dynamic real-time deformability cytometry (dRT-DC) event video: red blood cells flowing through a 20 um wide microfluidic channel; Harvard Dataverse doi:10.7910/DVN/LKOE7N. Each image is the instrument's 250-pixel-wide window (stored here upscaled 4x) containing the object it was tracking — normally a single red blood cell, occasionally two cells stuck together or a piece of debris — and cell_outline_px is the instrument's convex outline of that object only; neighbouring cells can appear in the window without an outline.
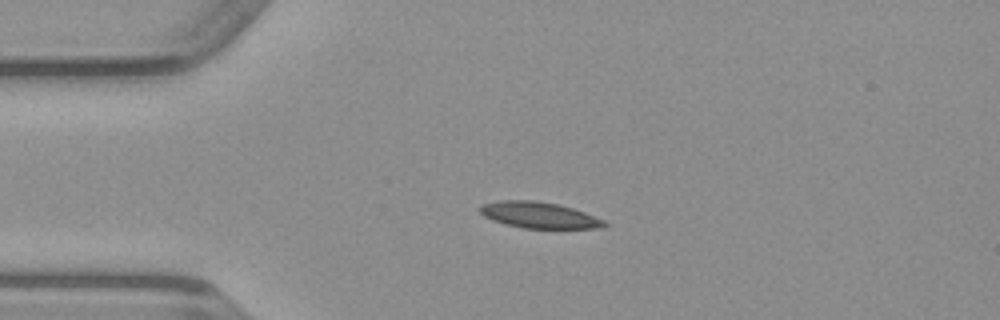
{"species": "common noctule bat (a hibernating species)", "species_latin": "Nyctalus noctula", "temperature_condition": "warm", "stored_images_in_passage": 25, "camera_frame_rate_fps": 3000, "um_per_image_px": 0.085, "animal": {"sex": "male", "body_mass_g": 23.1, "forearm_length_mm": 52.7}, "frame": {"image": 1, "passage_image": 1, "time_ms": 0.0, "image_size_px": [1000, 320], "cell_outline_px": [[612, 224], [600, 228], [524, 228], [492, 220], [484, 216], [480, 212], [480, 208], [484, 204], [500, 200], [536, 200], [556, 204], [572, 208], [584, 212], [604, 220]], "centroid_in_image_um": [45.86, 18.28], "position_along_channel_um": 39.1, "area_um2": 18.79}}
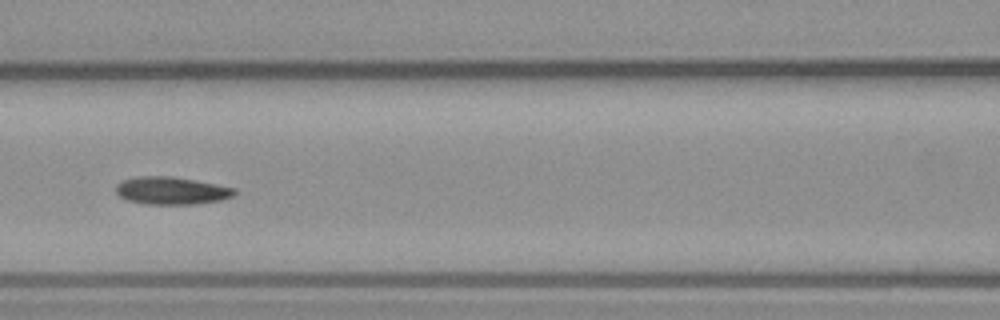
{"frame": {"image": 2, "passage_image": 11, "time_ms": 3.333, "image_size_px": [1000, 320], "cell_outline_px": [[236, 192], [232, 196], [220, 200], [196, 204], [144, 204], [128, 200], [120, 196], [116, 192], [116, 184], [124, 180], [136, 176], [172, 176], [196, 180], [236, 188]], "centroid_in_image_um": [14.57, 16.2], "position_along_channel_um": 152.0, "area_um2": 19.07}}
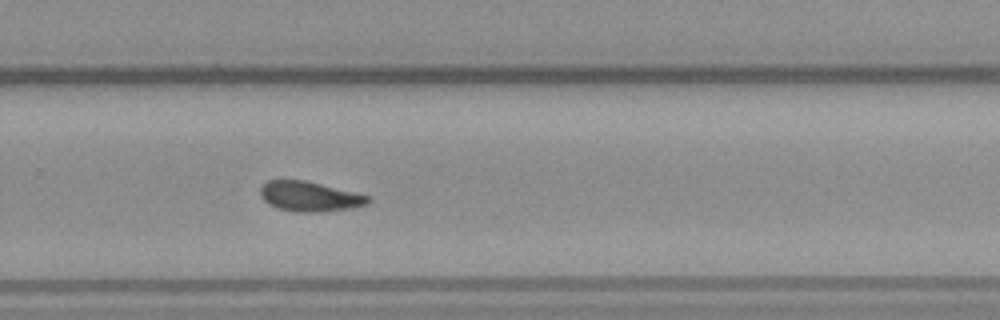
{"frame": {"image": 3, "passage_image": 22, "time_ms": 7.0, "image_size_px": [1000, 320], "cell_outline_px": [[372, 200], [368, 204], [352, 208], [316, 212], [296, 212], [276, 208], [268, 204], [260, 196], [260, 188], [268, 180], [304, 180], [356, 192], [372, 196]], "centroid_in_image_um": [26.34, 16.7], "position_along_channel_um": 303.5, "area_um2": 18.96}}